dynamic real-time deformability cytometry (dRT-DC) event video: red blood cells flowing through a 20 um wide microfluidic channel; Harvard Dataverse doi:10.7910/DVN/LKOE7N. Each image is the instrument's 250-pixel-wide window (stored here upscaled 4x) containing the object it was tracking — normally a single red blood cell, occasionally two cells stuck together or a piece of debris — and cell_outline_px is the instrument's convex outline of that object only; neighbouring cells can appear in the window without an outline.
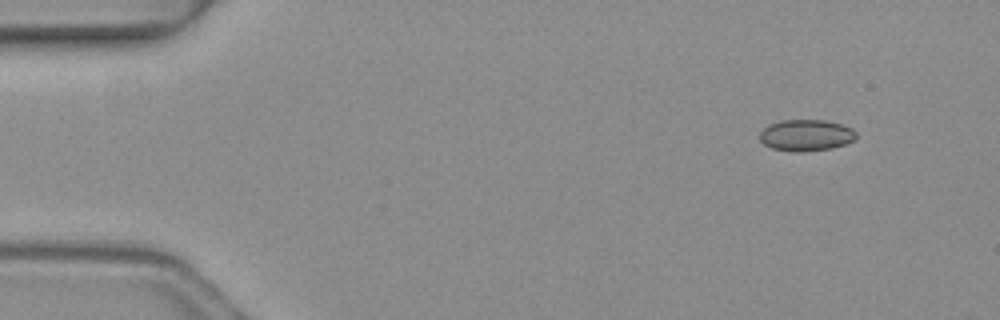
{"species": "common noctule bat (a hibernating species)", "species_latin": "Nyctalus noctula", "temperature_condition": "warm", "stored_images_in_passage": 5, "camera_frame_rate_fps": 3000, "um_per_image_px": 0.085, "animal": {"sex": "female", "body_mass_g": 19.3, "forearm_length_mm": 54.1}, "frame": {"image": 1, "passage_image": 1, "time_ms": 0.0, "image_size_px": [1000, 320], "cell_outline_px": [[856, 140], [832, 148], [800, 152], [796, 152], [772, 148], [764, 144], [760, 140], [760, 132], [768, 124], [780, 120], [824, 120], [844, 124], [852, 128], [856, 132]], "centroid_in_image_um": [68.53, 11.48], "position_along_channel_um": 16.5, "area_um2": 17.8}}
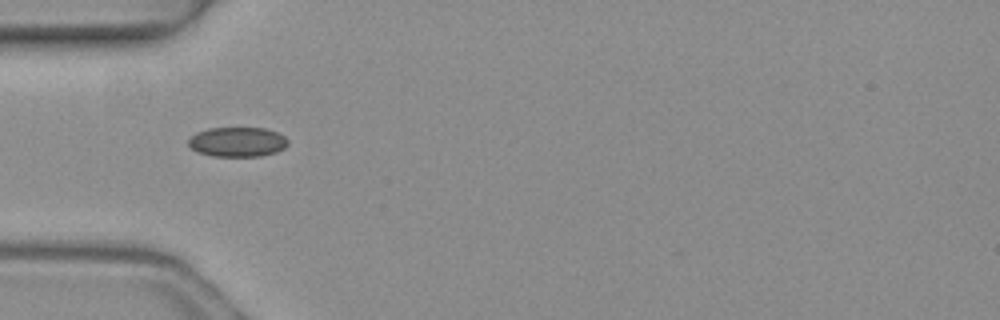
{"frame": {"image": 2, "passage_image": 4, "time_ms": 1.0, "image_size_px": [1000, 320], "cell_outline_px": [[288, 144], [284, 148], [276, 152], [260, 156], [212, 156], [196, 152], [188, 144], [188, 140], [196, 132], [208, 128], [264, 128], [276, 132], [284, 136], [288, 140]], "centroid_in_image_um": [20.17, 12.06], "position_along_channel_um": 64.8, "area_um2": 17.22}}
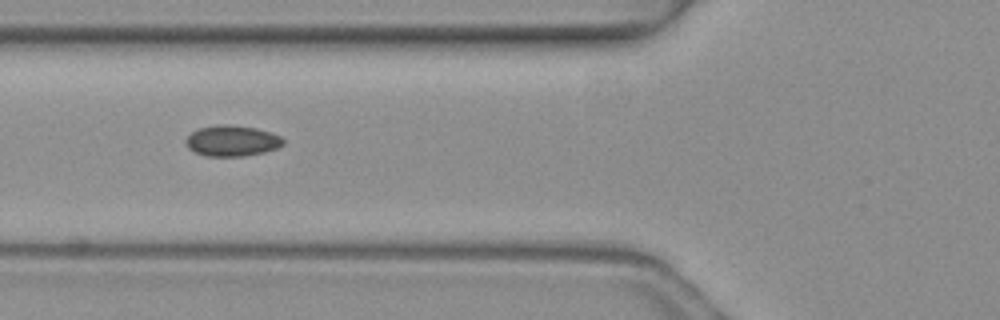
{"frame": {"image": 3, "passage_image": 5, "time_ms": 1.333, "image_size_px": [1000, 320], "cell_outline_px": [[284, 144], [276, 148], [264, 152], [244, 156], [204, 156], [188, 148], [184, 140], [192, 132], [200, 128], [216, 124], [228, 124], [256, 128], [280, 136], [284, 140]], "centroid_in_image_um": [19.7, 11.97], "position_along_channel_um": 106.1, "area_um2": 17.46}}